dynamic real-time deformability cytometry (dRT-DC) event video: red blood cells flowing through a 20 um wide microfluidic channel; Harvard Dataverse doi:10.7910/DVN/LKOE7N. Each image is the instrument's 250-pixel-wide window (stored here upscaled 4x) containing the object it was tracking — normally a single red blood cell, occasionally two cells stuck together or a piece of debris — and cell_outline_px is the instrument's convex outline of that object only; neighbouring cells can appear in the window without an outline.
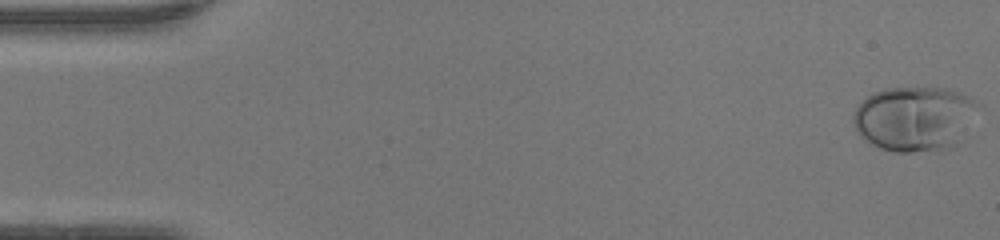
{"species": "human", "species_latin": "Homo sapiens", "temperature_condition": "warm", "stored_images_in_passage": 49, "camera_frame_rate_fps": 3000, "um_per_image_px": 0.085, "donor": {"sex": "female"}, "frame": {"image": 1, "passage_image": 1, "time_ms": 0.0, "image_size_px": [1000, 240], "cell_outline_px": [[984, 104], [956, 148], [912, 152], [892, 152], [880, 148], [864, 140], [860, 136], [852, 120], [852, 116], [856, 108], [872, 92], [884, 88], [944, 88], [968, 96]], "centroid_in_image_um": [77.8, 10.09], "position_along_channel_um": 7.2, "area_um2": 47.92}}
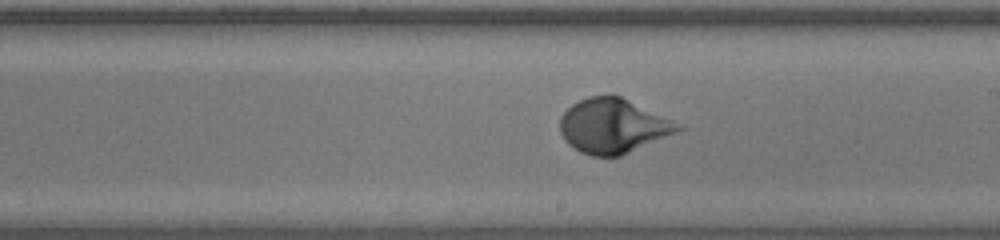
{"frame": {"image": 2, "passage_image": 28, "time_ms": 9.0, "image_size_px": [1000, 240], "cell_outline_px": [[688, 128], [620, 156], [592, 156], [580, 152], [568, 144], [564, 140], [560, 132], [560, 116], [572, 104], [588, 96], [620, 96], [684, 124]], "centroid_in_image_um": [52.15, 10.71], "position_along_channel_um": 236.8, "area_um2": 37.74}}
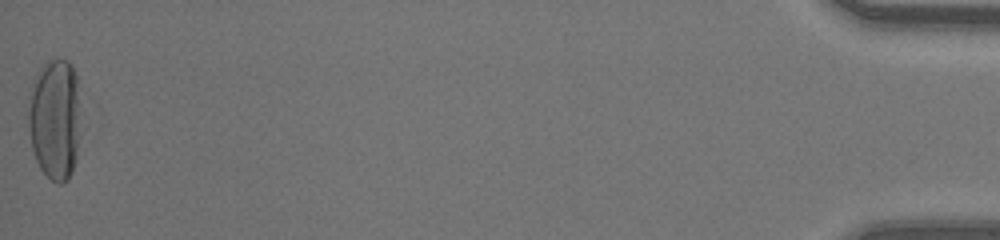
{"frame": {"image": 3, "passage_image": 49, "time_ms": 16.0, "image_size_px": [1000, 240], "cell_outline_px": [[84, 104], [80, 136], [76, 160], [72, 172], [68, 180], [60, 184], [52, 180], [40, 168], [36, 160], [32, 148], [28, 124], [28, 96], [36, 72], [48, 60], [68, 60], [72, 64], [76, 76]], "centroid_in_image_um": [4.73, 10.09], "position_along_channel_um": 430.5, "area_um2": 38.61}, "authors_computed_cell_mechanics": {"area_um2": 36.992, "velocity_mm_per_s": 4.2531, "shape_relaxation_time_tau1_ms": 2.7739, "shape_relaxation_time_tau2_ms": null, "deformation_change_tau1": 0.2042, "deformation_change_tau2": null}}